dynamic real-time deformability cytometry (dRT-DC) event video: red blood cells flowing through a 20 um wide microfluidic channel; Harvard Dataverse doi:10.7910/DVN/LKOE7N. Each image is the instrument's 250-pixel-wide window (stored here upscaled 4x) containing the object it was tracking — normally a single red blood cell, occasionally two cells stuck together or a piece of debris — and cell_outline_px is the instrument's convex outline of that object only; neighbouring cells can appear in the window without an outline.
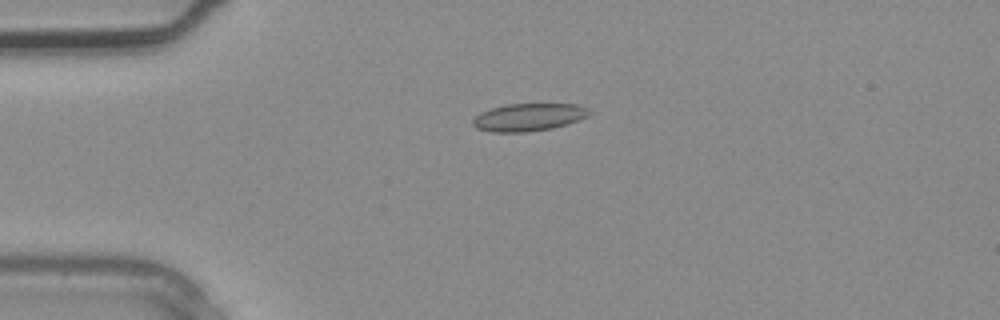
{"species": "common noctule bat (a hibernating species)", "species_latin": "Nyctalus noctula", "temperature_condition": "warm", "stored_images_in_passage": 2, "camera_frame_rate_fps": 3000, "um_per_image_px": 0.085, "animal": {"sex": "male", "body_mass_g": 20.4}, "frame": {"image": 1, "passage_image": 1, "time_ms": 0.0, "image_size_px": [1000, 320], "cell_outline_px": [[592, 112], [588, 116], [552, 128], [524, 132], [492, 132], [476, 128], [472, 124], [472, 120], [480, 112], [504, 104], [576, 104], [588, 108]], "centroid_in_image_um": [44.9, 9.95], "position_along_channel_um": 40.1, "area_um2": 18.61}}
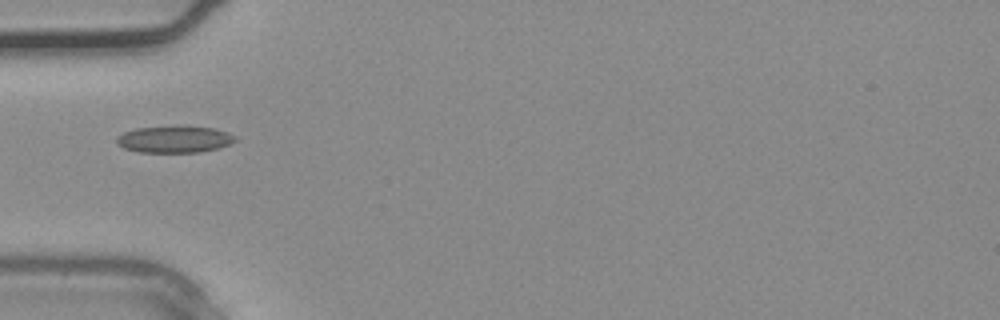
{"frame": {"image": 2, "passage_image": 2, "time_ms": 0.333, "image_size_px": [1000, 320], "cell_outline_px": [[236, 140], [220, 148], [200, 152], [140, 152], [124, 148], [116, 140], [124, 132], [136, 128], [180, 124], [184, 124], [216, 128], [228, 132], [236, 136]], "centroid_in_image_um": [14.9, 11.8], "position_along_channel_um": 70.1, "area_um2": 18.96}}